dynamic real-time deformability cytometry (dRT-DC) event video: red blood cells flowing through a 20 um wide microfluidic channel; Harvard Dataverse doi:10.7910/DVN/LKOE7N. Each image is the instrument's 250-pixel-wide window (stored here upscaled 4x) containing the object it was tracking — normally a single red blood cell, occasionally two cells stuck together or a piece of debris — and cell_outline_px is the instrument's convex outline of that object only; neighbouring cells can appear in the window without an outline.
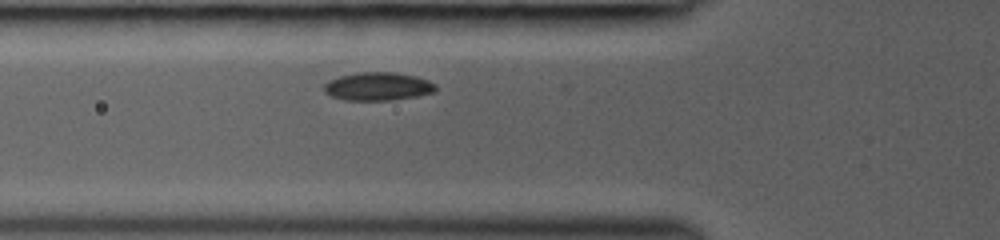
{"species": "common noctule bat (a hibernating species)", "species_latin": "Nyctalus noctula", "temperature_condition": "room temperature", "stored_images_in_passage": 3, "camera_frame_rate_fps": 3000, "um_per_image_px": 0.085, "animal": {"sex": "female", "body_mass_g": 19.0, "forearm_length_mm": 53.3}, "frame": {"image": 1, "passage_image": 3, "time_ms": 1.667, "image_size_px": [1000, 240], "cell_outline_px": [[436, 88], [432, 92], [416, 96], [392, 100], [344, 100], [332, 96], [324, 92], [324, 84], [328, 80], [340, 76], [360, 72], [396, 72], [416, 76], [428, 80], [436, 84]], "centroid_in_image_um": [32.11, 7.34], "position_along_channel_um": 93.7, "area_um2": 18.32}}